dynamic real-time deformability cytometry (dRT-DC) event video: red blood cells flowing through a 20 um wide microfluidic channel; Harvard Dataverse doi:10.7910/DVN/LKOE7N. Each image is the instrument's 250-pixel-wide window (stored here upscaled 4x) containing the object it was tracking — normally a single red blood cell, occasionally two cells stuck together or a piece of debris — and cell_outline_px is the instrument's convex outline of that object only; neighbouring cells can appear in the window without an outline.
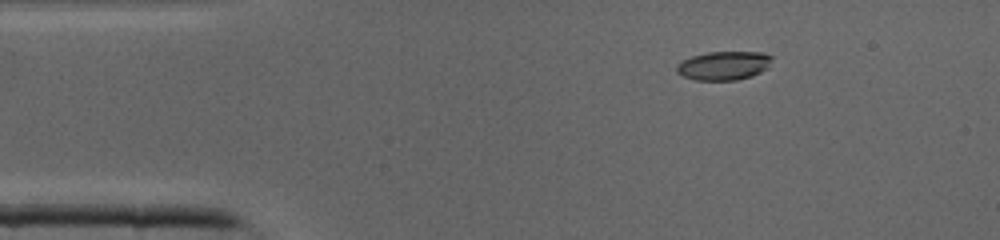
{"species": "common noctule bat (a hibernating species)", "species_latin": "Nyctalus noctula", "temperature_condition": "cold", "stored_images_in_passage": 36, "camera_frame_rate_fps": 3000, "um_per_image_px": 0.085, "animal": {"sex": "male", "body_mass_g": 19.0, "forearm_length_mm": 50.8}, "frame": {"image": 1, "passage_image": 1, "time_ms": 0.0, "image_size_px": [1000, 240], "cell_outline_px": [[772, 56], [768, 68], [752, 76], [736, 80], [696, 80], [684, 76], [676, 72], [676, 64], [692, 56], [708, 52], [764, 52]], "centroid_in_image_um": [61.52, 5.57], "position_along_channel_um": 23.5, "area_um2": 15.95}}
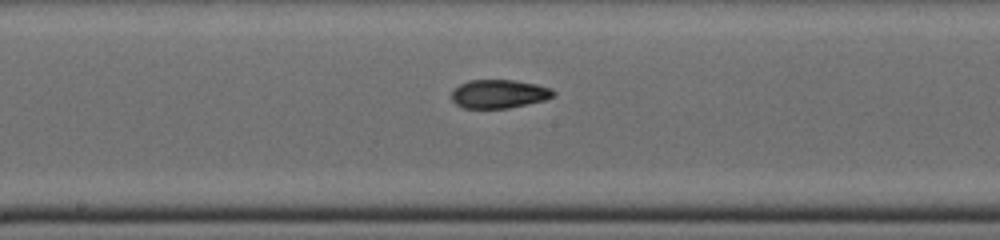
{"frame": {"image": 2, "passage_image": 16, "time_ms": 5.0, "image_size_px": [1000, 240], "cell_outline_px": [[556, 96], [544, 100], [508, 108], [464, 108], [456, 104], [452, 100], [452, 88], [468, 80], [516, 80], [536, 84], [552, 88], [556, 92]], "centroid_in_image_um": [42.42, 7.97], "position_along_channel_um": 205.8, "area_um2": 17.11}}
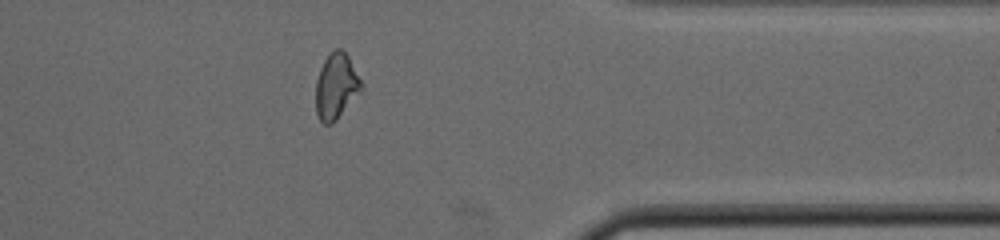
{"frame": {"image": 3, "passage_image": 28, "time_ms": 9.0, "image_size_px": [1000, 240], "cell_outline_px": [[364, 88], [336, 120], [332, 124], [324, 124], [320, 120], [316, 112], [316, 80], [320, 68], [324, 60], [336, 48], [340, 48], [348, 56]], "centroid_in_image_um": [28.56, 7.35], "position_along_channel_um": 382.8, "area_um2": 17.22}}